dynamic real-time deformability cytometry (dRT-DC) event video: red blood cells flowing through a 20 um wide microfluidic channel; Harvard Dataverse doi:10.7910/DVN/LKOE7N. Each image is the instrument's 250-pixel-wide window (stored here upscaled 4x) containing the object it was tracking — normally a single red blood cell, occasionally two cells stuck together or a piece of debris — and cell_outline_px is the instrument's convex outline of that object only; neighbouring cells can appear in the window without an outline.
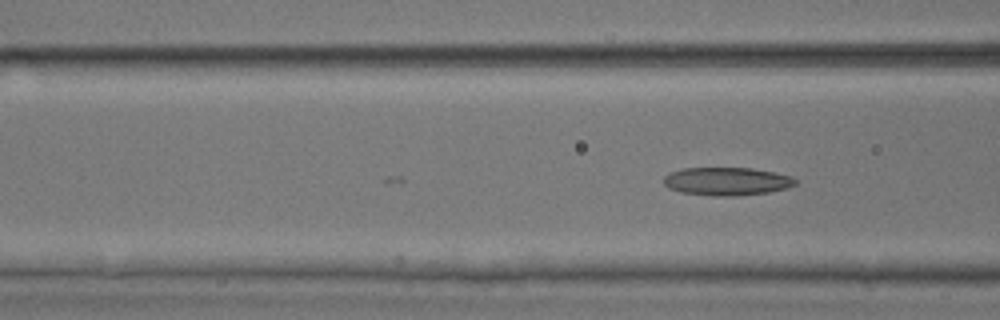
{"species": "common noctule bat (a hibernating species)", "species_latin": "Nyctalus noctula", "temperature_condition": "room temperature", "stored_images_in_passage": 9, "camera_frame_rate_fps": 3000, "um_per_image_px": 0.085, "animal": {"sex": "male", "body_mass_g": 17.9, "forearm_length_mm": 54.2}, "frame": {"image": 1, "passage_image": 9, "time_ms": 2.667, "image_size_px": [1000, 320], "cell_outline_px": [[796, 184], [788, 188], [768, 192], [736, 196], [712, 196], [680, 192], [668, 188], [664, 184], [664, 176], [668, 172], [684, 168], [752, 168], [792, 176], [796, 180]], "centroid_in_image_um": [61.75, 15.41], "position_along_channel_um": 104.8, "area_um2": 21.68}}